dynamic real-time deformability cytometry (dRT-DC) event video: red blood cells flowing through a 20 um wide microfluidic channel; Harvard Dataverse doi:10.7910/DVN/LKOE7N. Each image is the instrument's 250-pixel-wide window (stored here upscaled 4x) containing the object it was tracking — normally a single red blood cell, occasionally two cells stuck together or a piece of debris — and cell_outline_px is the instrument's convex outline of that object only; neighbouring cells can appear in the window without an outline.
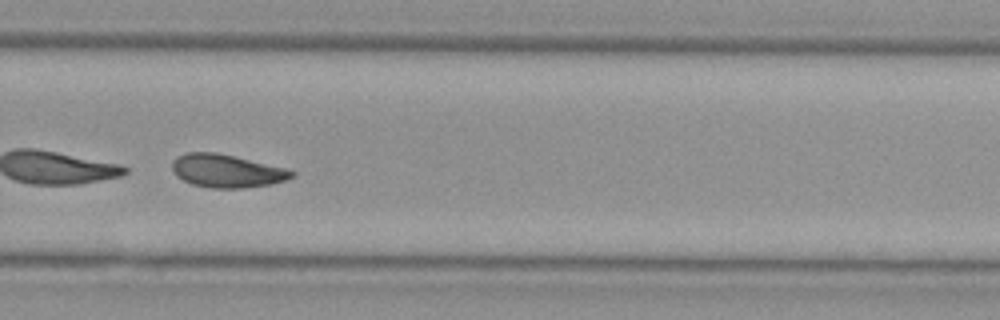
{"species": "Egyptian fruit bat (a non-hibernating species)", "species_latin": "Rousettus aegyptiacus", "temperature_condition": "cold", "stored_images_in_passage": 43, "camera_frame_rate_fps": 3000, "um_per_image_px": 0.085, "animal": {"sex": "female"}, "frame": {"image": 1, "passage_image": 29, "time_ms": 9.333, "image_size_px": [1000, 320], "cell_outline_px": [[296, 172], [288, 180], [272, 184], [244, 188], [212, 188], [192, 184], [176, 176], [172, 168], [172, 160], [176, 156], [188, 152], [212, 152], [232, 156], [288, 168]], "centroid_in_image_um": [19.28, 14.53], "position_along_channel_um": 310.5, "area_um2": 23.06}}
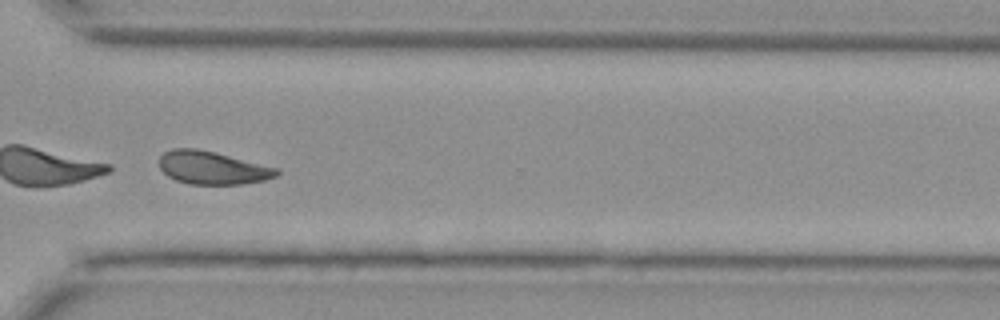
{"frame": {"image": 2, "passage_image": 32, "time_ms": 10.333, "image_size_px": [1000, 320], "cell_outline_px": [[280, 172], [276, 176], [264, 180], [240, 184], [188, 184], [176, 180], [168, 176], [160, 168], [160, 156], [164, 152], [172, 148], [196, 148], [216, 152], [280, 168]], "centroid_in_image_um": [18.07, 14.25], "position_along_channel_um": 352.5, "area_um2": 22.72}}